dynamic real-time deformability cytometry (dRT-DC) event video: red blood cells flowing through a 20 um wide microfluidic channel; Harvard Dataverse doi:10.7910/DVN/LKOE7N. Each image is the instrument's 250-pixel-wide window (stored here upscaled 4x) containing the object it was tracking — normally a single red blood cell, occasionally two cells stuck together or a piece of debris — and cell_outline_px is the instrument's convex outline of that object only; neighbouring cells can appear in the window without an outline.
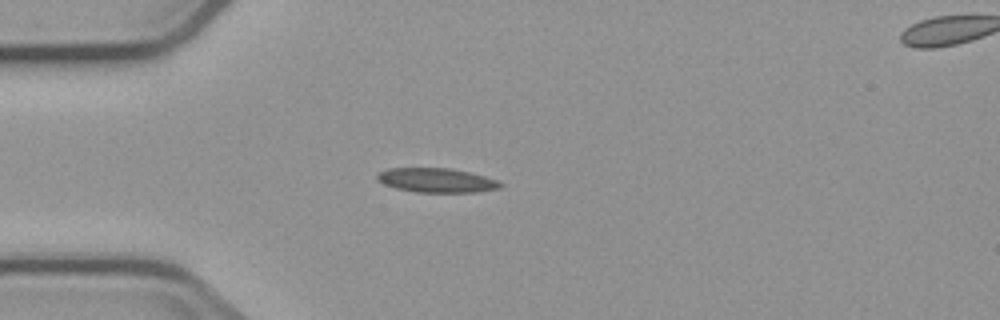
{"species": "common noctule bat (a hibernating species)", "species_latin": "Nyctalus noctula", "temperature_condition": "cold", "stored_images_in_passage": 5, "camera_frame_rate_fps": 3000, "um_per_image_px": 0.085, "animal": {"sex": "male", "body_mass_g": 23.1, "forearm_length_mm": 52.7}, "frame": {"image": 1, "passage_image": 4, "time_ms": 3.667, "image_size_px": [1000, 320], "cell_outline_px": [[504, 184], [500, 188], [476, 192], [416, 192], [396, 188], [384, 184], [376, 180], [376, 176], [380, 172], [388, 168], [452, 168], [484, 176], [496, 180]], "centroid_in_image_um": [37.09, 15.32], "position_along_channel_um": 47.9, "area_um2": 17.4}}